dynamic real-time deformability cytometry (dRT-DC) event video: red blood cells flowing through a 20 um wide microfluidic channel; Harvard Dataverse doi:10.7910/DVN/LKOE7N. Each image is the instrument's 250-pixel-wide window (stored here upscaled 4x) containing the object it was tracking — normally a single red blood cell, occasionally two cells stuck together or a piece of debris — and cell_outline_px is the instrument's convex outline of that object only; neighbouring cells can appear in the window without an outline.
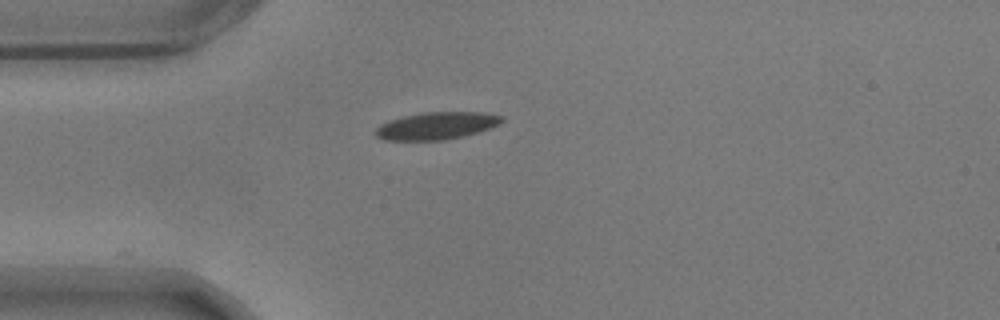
{"species": "common noctule bat (a hibernating species)", "species_latin": "Nyctalus noctula", "temperature_condition": "warm", "stored_images_in_passage": 32, "camera_frame_rate_fps": 3000, "um_per_image_px": 0.085, "animal": {"sex": "male", "body_mass_g": 17.9}, "frame": {"image": 1, "passage_image": 1, "time_ms": 0.0, "image_size_px": [1000, 320], "cell_outline_px": [[504, 120], [488, 128], [464, 136], [444, 140], [384, 140], [376, 136], [376, 128], [380, 124], [388, 120], [420, 112], [480, 112], [504, 116]], "centroid_in_image_um": [37.06, 10.68], "position_along_channel_um": 47.9, "area_um2": 20.0}}
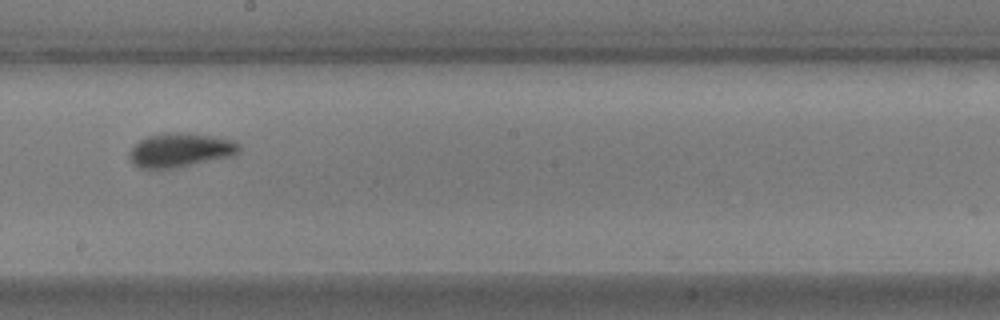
{"frame": {"image": 2, "passage_image": 18, "time_ms": 5.667, "image_size_px": [1000, 320], "cell_outline_px": [[240, 152], [232, 156], [176, 168], [140, 168], [132, 164], [128, 156], [128, 152], [140, 140], [148, 136], [164, 132], [184, 132], [220, 136], [232, 140], [240, 144]], "centroid_in_image_um": [15.34, 12.74], "position_along_channel_um": 232.9, "area_um2": 22.14}}
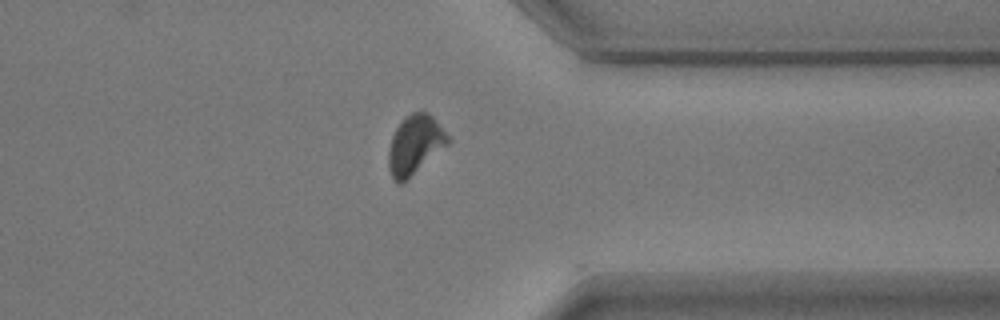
{"frame": {"image": 3, "passage_image": 31, "time_ms": 10.0, "image_size_px": [1000, 320], "cell_outline_px": [[452, 140], [448, 144], [400, 184], [392, 176], [388, 168], [388, 152], [392, 136], [396, 128], [412, 112], [428, 112], [432, 116]], "centroid_in_image_um": [35.27, 12.28], "position_along_channel_um": 376.1, "area_um2": 19.77}, "authors_computed_cell_mechanics": {"area_um2": 20.7791, "velocity_mm_per_s": 3.4502, "shape_relaxation_time_tau1_ms": 3.7848, "shape_relaxation_time_tau2_ms": 0.385, "deformation_change_tau1": 0.154, "deformation_change_tau2": 0.0586}}